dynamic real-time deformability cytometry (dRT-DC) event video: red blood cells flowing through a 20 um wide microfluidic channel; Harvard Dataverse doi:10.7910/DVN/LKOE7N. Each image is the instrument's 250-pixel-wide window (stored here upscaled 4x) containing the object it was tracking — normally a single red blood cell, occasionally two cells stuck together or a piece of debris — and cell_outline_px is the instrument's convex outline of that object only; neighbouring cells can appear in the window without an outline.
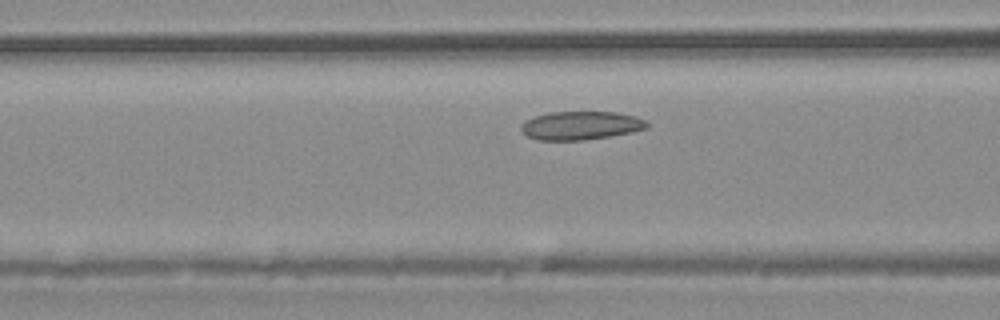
{"species": "common noctule bat (a hibernating species)", "species_latin": "Nyctalus noctula", "temperature_condition": "warm", "stored_images_in_passage": 6, "camera_frame_rate_fps": 3000, "um_per_image_px": 0.085, "animal": {"sex": "male", "body_mass_g": 20.4}, "frame": {"image": 1, "passage_image": 6, "time_ms": 6.0, "image_size_px": [1000, 320], "cell_outline_px": [[648, 128], [632, 132], [584, 140], [540, 140], [528, 136], [520, 128], [520, 124], [524, 120], [548, 112], [616, 112], [636, 116], [644, 120], [648, 124]], "centroid_in_image_um": [49.36, 10.66], "position_along_channel_um": 117.2, "area_um2": 20.81}}